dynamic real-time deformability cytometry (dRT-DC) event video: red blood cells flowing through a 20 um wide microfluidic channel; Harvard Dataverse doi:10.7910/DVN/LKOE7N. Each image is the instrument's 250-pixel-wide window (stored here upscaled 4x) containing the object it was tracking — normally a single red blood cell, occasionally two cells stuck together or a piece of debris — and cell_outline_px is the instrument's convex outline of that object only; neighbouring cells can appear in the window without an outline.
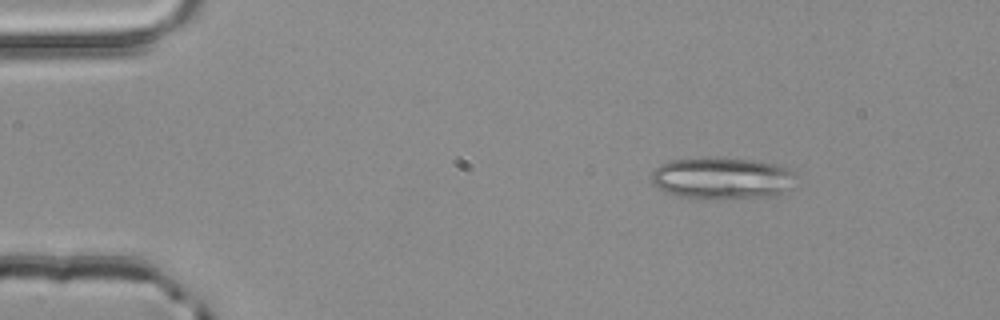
{"species": "common noctule bat (a hibernating species)", "species_latin": "Nyctalus noctula", "temperature_condition": "room temperature", "stored_images_in_passage": 2, "camera_frame_rate_fps": 3000, "um_per_image_px": 0.085, "animal": {"sex": "male", "body_mass_g": 20.4}, "frame": {"image": 1, "passage_image": 1, "time_ms": 0.0, "image_size_px": [1000, 320], "cell_outline_px": [[792, 188], [776, 196], [676, 196], [664, 192], [652, 184], [652, 172], [660, 164], [672, 160], [712, 156], [748, 160], [776, 164], [788, 168], [792, 172]], "centroid_in_image_um": [61.33, 15.1], "position_along_channel_um": 23.7, "area_um2": 34.33}}